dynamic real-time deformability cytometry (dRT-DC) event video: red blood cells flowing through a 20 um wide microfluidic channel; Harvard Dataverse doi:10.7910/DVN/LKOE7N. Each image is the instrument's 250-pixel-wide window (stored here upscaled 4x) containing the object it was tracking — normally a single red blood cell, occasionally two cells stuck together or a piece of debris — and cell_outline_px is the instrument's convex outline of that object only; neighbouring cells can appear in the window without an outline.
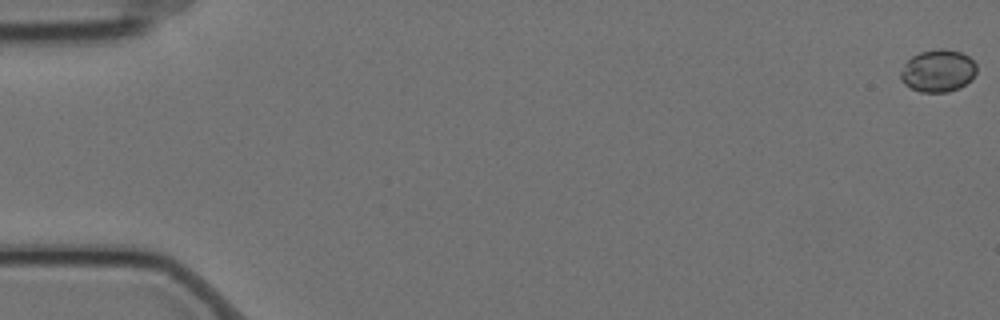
{"species": "Egyptian fruit bat (a non-hibernating species)", "species_latin": "Rousettus aegyptiacus", "temperature_condition": "cold", "stored_images_in_passage": 21, "camera_frame_rate_fps": 3000, "um_per_image_px": 0.085, "animal": {"sex": "female"}, "frame": {"image": 1, "passage_image": 1, "time_ms": 0.0, "image_size_px": [1000, 320], "cell_outline_px": [[976, 72], [972, 80], [960, 88], [948, 92], [920, 92], [904, 84], [900, 80], [900, 72], [904, 64], [912, 56], [920, 52], [940, 48], [944, 48], [960, 52], [968, 56], [976, 64]], "centroid_in_image_um": [79.73, 6.02], "position_along_channel_um": 5.3, "area_um2": 18.9}}
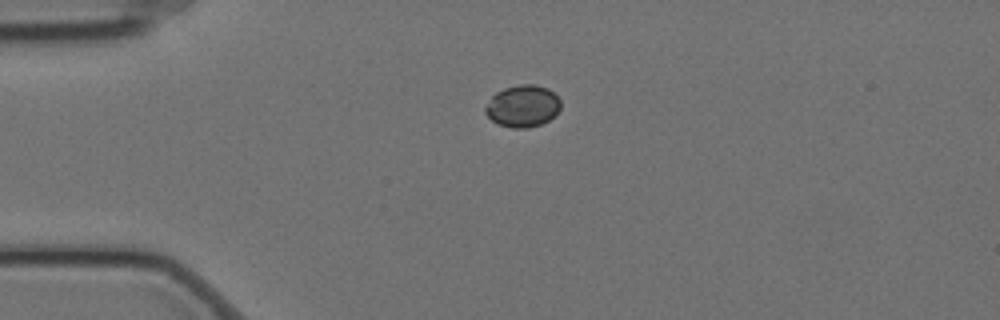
{"frame": {"image": 2, "passage_image": 15, "time_ms": 4.667, "image_size_px": [1000, 320], "cell_outline_px": [[560, 108], [548, 120], [540, 124], [528, 128], [512, 128], [496, 124], [484, 112], [484, 108], [492, 96], [496, 92], [504, 88], [520, 84], [532, 84], [548, 88], [560, 100]], "centroid_in_image_um": [44.39, 9.02], "position_along_channel_um": 40.6, "area_um2": 18.32}}
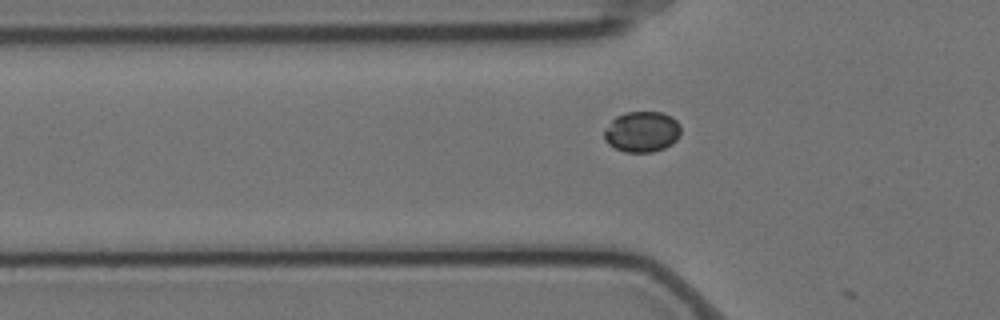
{"frame": {"image": 3, "passage_image": 20, "time_ms": 6.333, "image_size_px": [1000, 320], "cell_outline_px": [[680, 136], [672, 144], [664, 148], [652, 152], [624, 152], [608, 144], [604, 140], [604, 132], [612, 120], [616, 116], [628, 112], [660, 112], [672, 116], [680, 124]], "centroid_in_image_um": [54.59, 11.2], "position_along_channel_um": 71.2, "area_um2": 18.21}}